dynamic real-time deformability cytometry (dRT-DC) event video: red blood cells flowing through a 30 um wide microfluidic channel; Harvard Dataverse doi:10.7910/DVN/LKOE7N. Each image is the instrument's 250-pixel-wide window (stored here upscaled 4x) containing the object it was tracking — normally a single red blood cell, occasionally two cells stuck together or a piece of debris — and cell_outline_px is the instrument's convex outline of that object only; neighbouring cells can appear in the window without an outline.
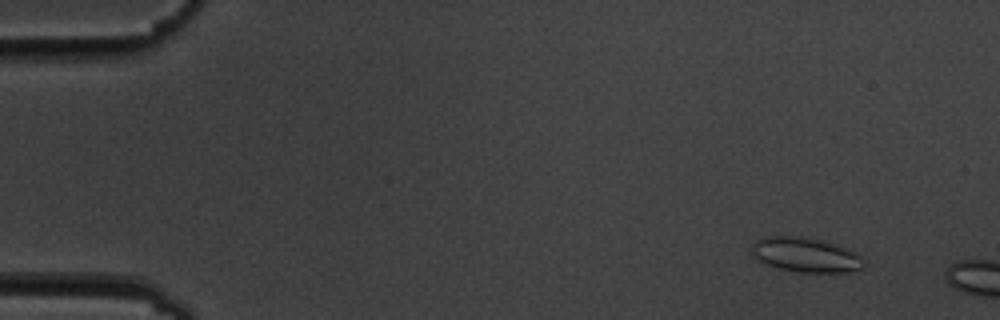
{"species": "common noctule bat (a hibernating species)", "species_latin": "Nyctalus noctula", "temperature_condition": "cold", "stored_images_in_passage": 3, "camera_frame_rate_fps": 3000, "um_per_image_px": 0.085, "animal": {"sex": "male", "body_mass_g": 19.5, "forearm_length_mm": 54.6}, "frame": {"image": 1, "passage_image": 2, "time_ms": 1.0, "image_size_px": [1000, 320], "cell_outline_px": [[868, 264], [864, 268], [852, 272], [796, 272], [764, 264], [756, 260], [752, 252], [752, 244], [756, 240], [764, 236], [800, 236], [820, 240], [836, 244], [860, 256]], "centroid_in_image_um": [68.47, 21.67], "position_along_channel_um": 16.5, "area_um2": 22.77}}